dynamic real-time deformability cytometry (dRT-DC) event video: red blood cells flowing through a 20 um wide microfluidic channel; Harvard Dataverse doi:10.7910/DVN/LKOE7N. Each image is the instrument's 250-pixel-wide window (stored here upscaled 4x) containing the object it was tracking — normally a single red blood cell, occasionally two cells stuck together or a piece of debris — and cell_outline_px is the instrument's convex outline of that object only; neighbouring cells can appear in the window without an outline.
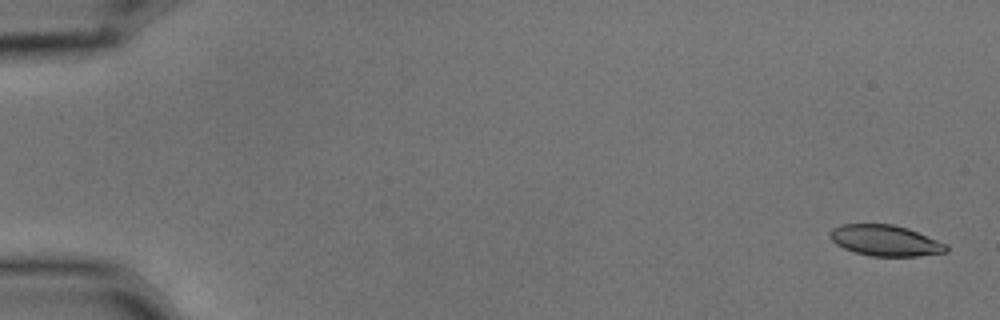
{"species": "common noctule bat (a hibernating species)", "species_latin": "Nyctalus noctula", "temperature_condition": "cold", "stored_images_in_passage": 9, "camera_frame_rate_fps": 3000, "um_per_image_px": 0.085, "animal": {"sex": "male", "body_mass_g": 15.6}, "frame": {"image": 1, "passage_image": 1, "time_ms": 0.0, "image_size_px": [1000, 320], "cell_outline_px": [[948, 252], [916, 256], [872, 256], [856, 252], [844, 248], [836, 244], [828, 236], [832, 228], [840, 224], [892, 224], [908, 228], [948, 244]], "centroid_in_image_um": [75.26, 20.44], "position_along_channel_um": 9.7, "area_um2": 20.98}}
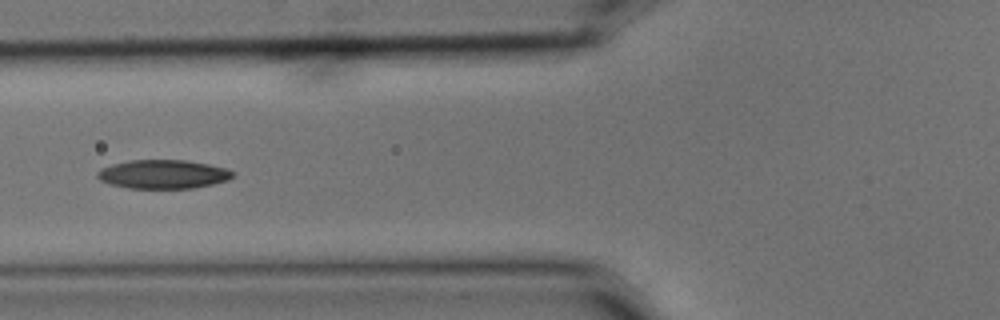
{"frame": {"image": 2, "passage_image": 7, "time_ms": 2.0, "image_size_px": [1000, 320], "cell_outline_px": [[236, 172], [228, 180], [212, 184], [192, 188], [128, 188], [112, 184], [100, 180], [96, 176], [96, 172], [100, 168], [112, 164], [128, 160], [184, 160], [208, 164], [224, 168]], "centroid_in_image_um": [13.83, 14.8], "position_along_channel_um": 112.0, "area_um2": 22.66}}
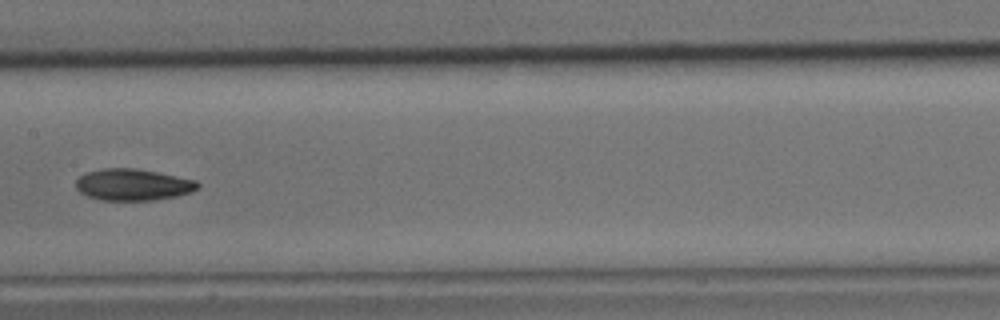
{"frame": {"image": 3, "passage_image": 9, "time_ms": 2.667, "image_size_px": [1000, 320], "cell_outline_px": [[200, 184], [192, 192], [176, 196], [152, 200], [100, 200], [88, 196], [80, 192], [76, 188], [76, 180], [84, 172], [100, 168], [136, 168], [196, 180]], "centroid_in_image_um": [11.26, 15.69], "position_along_channel_um": 196.1, "area_um2": 22.43}}